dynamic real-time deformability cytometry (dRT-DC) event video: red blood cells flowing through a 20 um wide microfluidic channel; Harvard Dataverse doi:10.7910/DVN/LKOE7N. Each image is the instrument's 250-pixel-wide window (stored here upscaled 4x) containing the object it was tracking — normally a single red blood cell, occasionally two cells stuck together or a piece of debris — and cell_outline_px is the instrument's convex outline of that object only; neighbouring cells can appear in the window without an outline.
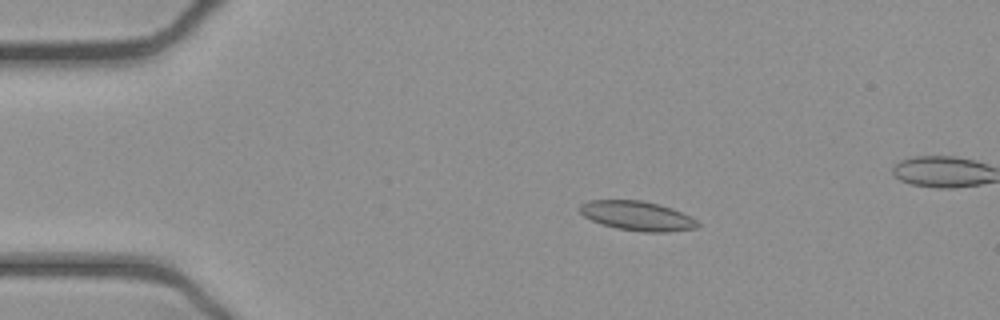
{"species": "common noctule bat (a hibernating species)", "species_latin": "Nyctalus noctula", "temperature_condition": "cold", "stored_images_in_passage": 52, "camera_frame_rate_fps": 3000, "um_per_image_px": 0.085, "animal": {"sex": "female", "body_mass_g": 21.9}, "frame": {"image": 1, "passage_image": 9, "time_ms": 2.667, "image_size_px": [1000, 320], "cell_outline_px": [[700, 224], [696, 228], [668, 232], [644, 232], [616, 228], [600, 224], [584, 216], [580, 212], [580, 204], [588, 200], [640, 200], [660, 204], [672, 208], [696, 220]], "centroid_in_image_um": [54.14, 18.34], "position_along_channel_um": 30.9, "area_um2": 20.17}}
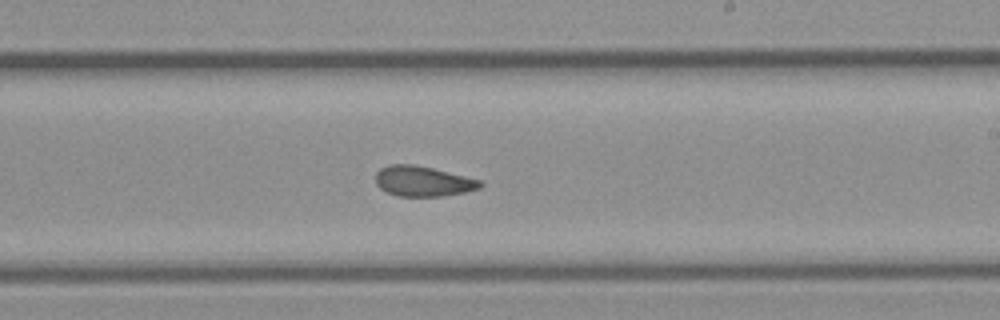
{"frame": {"image": 2, "passage_image": 30, "time_ms": 9.667, "image_size_px": [1000, 320], "cell_outline_px": [[484, 184], [480, 188], [464, 192], [444, 196], [396, 196], [380, 188], [376, 184], [376, 172], [380, 168], [392, 164], [412, 164], [432, 168], [480, 180]], "centroid_in_image_um": [35.94, 15.41], "position_along_channel_um": 253.1, "area_um2": 18.32}}
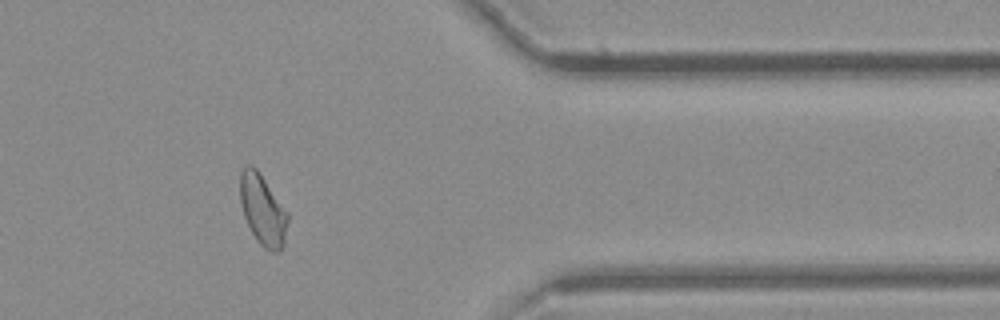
{"frame": {"image": 3, "passage_image": 42, "time_ms": 13.667, "image_size_px": [1000, 320], "cell_outline_px": [[288, 220], [284, 244], [280, 252], [272, 252], [264, 248], [260, 244], [252, 232], [244, 216], [240, 204], [240, 172], [248, 164], [252, 164], [260, 172], [288, 212]], "centroid_in_image_um": [22.34, 17.83], "position_along_channel_um": 389.1, "area_um2": 19.77}, "authors_computed_cell_mechanics": {"area_um2": 19.5364, "velocity_mm_per_s": 3.8974, "shape_relaxation_time_tau1_ms": null, "shape_relaxation_time_tau2_ms": 2.1594, "deformation_change_tau1": null, "deformation_change_tau2": 0.0581}}